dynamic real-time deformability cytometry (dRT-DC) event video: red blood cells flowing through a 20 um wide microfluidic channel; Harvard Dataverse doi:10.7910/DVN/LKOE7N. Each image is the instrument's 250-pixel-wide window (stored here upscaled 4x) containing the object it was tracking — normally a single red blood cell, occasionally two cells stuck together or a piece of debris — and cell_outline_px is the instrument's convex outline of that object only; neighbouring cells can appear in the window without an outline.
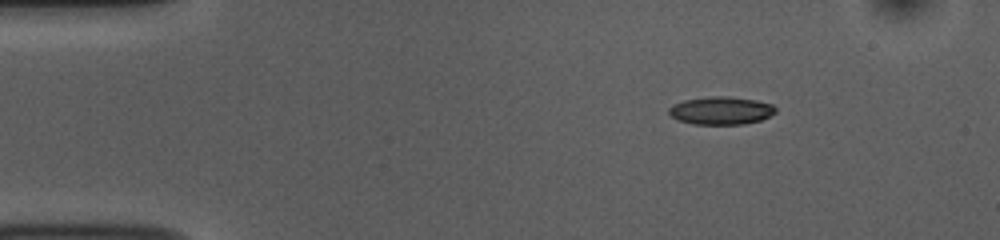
{"species": "common noctule bat (a hibernating species)", "species_latin": "Nyctalus noctula", "temperature_condition": "room temperature", "stored_images_in_passage": 46, "camera_frame_rate_fps": 3000, "um_per_image_px": 0.085, "animal": {"sex": "female", "body_mass_g": 10.0, "forearm_length_mm": 53.1}, "frame": {"image": 1, "passage_image": 1, "time_ms": 0.0, "image_size_px": [1000, 240], "cell_outline_px": [[776, 112], [760, 120], [744, 124], [692, 124], [680, 120], [672, 116], [668, 112], [668, 108], [672, 104], [684, 100], [708, 96], [728, 96], [756, 100], [772, 104], [776, 108]], "centroid_in_image_um": [61.27, 9.39], "position_along_channel_um": 23.7, "area_um2": 17.34}}
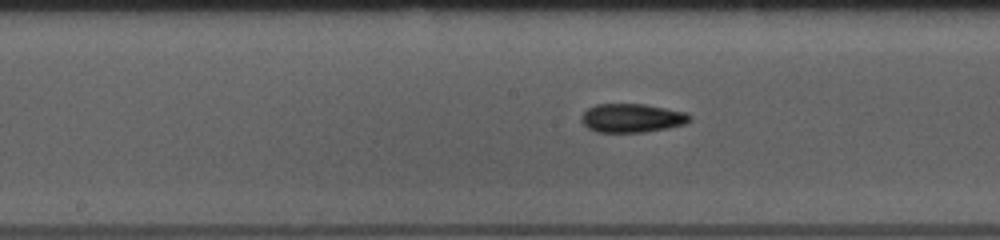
{"frame": {"image": 2, "passage_image": 20, "time_ms": 6.333, "image_size_px": [1000, 240], "cell_outline_px": [[692, 120], [684, 124], [668, 128], [644, 132], [596, 132], [588, 128], [580, 120], [580, 116], [588, 108], [596, 104], [644, 104], [684, 112], [692, 116]], "centroid_in_image_um": [53.69, 10.04], "position_along_channel_um": 194.5, "area_um2": 18.15}}
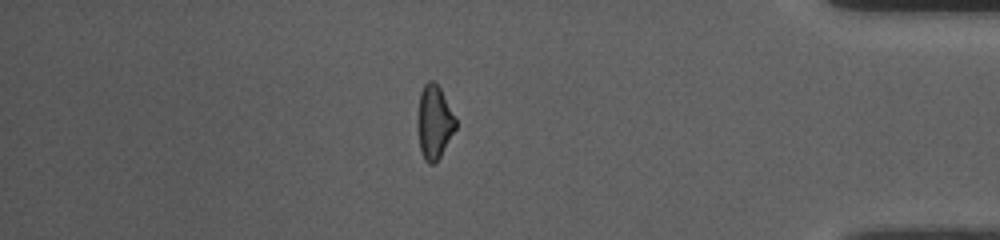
{"frame": {"image": 3, "passage_image": 39, "time_ms": 12.667, "image_size_px": [1000, 240], "cell_outline_px": [[456, 128], [440, 156], [432, 164], [428, 164], [424, 160], [420, 148], [416, 124], [416, 120], [420, 92], [424, 84], [428, 80], [432, 80], [440, 88], [456, 120]], "centroid_in_image_um": [36.87, 10.37], "position_along_channel_um": 398.3, "area_um2": 16.3}, "authors_computed_cell_mechanics": {"area_um2": 16.9932, "velocity_mm_per_s": 3.7688, "shape_relaxation_time_tau1_ms": 6.6998, "shape_relaxation_time_tau2_ms": 3.129, "deformation_change_tau1": 0.1585, "deformation_change_tau2": 0.1065}}